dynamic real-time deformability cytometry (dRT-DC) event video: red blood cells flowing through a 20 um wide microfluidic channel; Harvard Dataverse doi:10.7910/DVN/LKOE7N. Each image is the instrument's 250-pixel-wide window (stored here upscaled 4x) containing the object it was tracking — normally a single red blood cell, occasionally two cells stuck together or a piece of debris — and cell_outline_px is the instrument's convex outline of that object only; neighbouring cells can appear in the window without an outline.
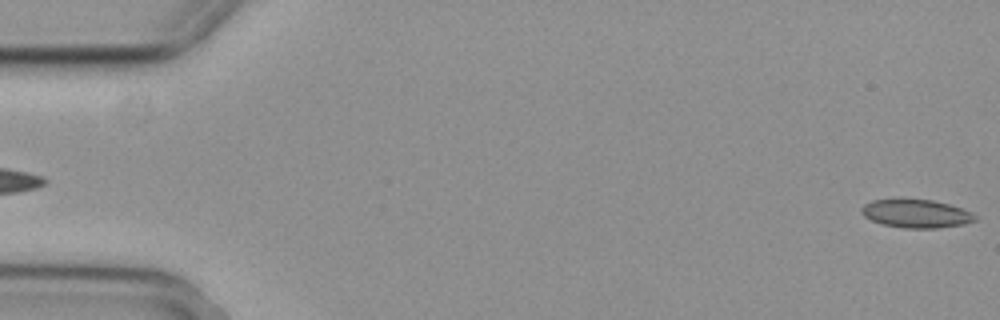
{"species": "common noctule bat (a hibernating species)", "species_latin": "Nyctalus noctula", "temperature_condition": "cold", "stored_images_in_passage": 12, "camera_frame_rate_fps": 3000, "um_per_image_px": 0.085, "animal": {"sex": "female", "body_mass_g": 29.2, "forearm_length_mm": 56.3}, "frame": {"image": 1, "passage_image": 1, "time_ms": 0.0, "image_size_px": [1000, 320], "cell_outline_px": [[976, 220], [964, 224], [936, 228], [904, 228], [884, 224], [872, 220], [864, 216], [860, 212], [860, 208], [864, 204], [872, 200], [932, 200], [948, 204], [972, 212], [976, 216]], "centroid_in_image_um": [77.87, 18.16], "position_along_channel_um": 7.1, "area_um2": 18.44}}